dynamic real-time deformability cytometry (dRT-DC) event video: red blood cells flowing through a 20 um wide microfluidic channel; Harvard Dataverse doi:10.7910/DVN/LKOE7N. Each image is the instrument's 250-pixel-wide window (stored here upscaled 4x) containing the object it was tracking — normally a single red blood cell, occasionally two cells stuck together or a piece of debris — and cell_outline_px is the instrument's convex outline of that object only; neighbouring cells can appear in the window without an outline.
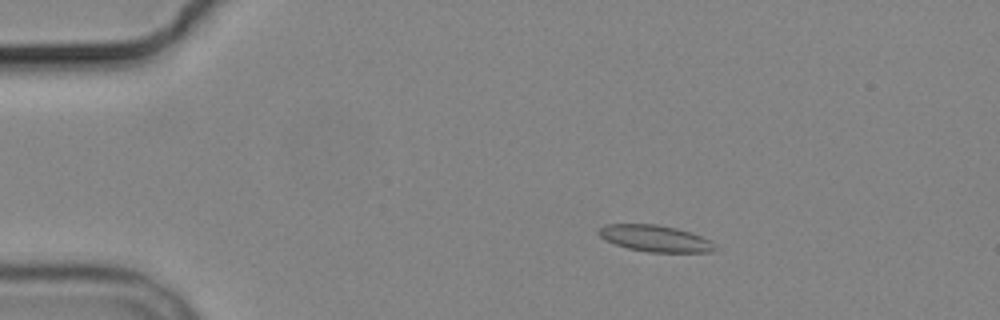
{"species": "common noctule bat (a hibernating species)", "species_latin": "Nyctalus noctula", "temperature_condition": "cold", "stored_images_in_passage": 3, "camera_frame_rate_fps": 3000, "um_per_image_px": 0.085, "animal": {"sex": "male", "body_mass_g": 19.2, "forearm_length_mm": 51.8}, "frame": {"image": 1, "passage_image": 1, "time_ms": 0.0, "image_size_px": [1000, 320], "cell_outline_px": [[716, 248], [712, 252], [648, 252], [628, 248], [616, 244], [600, 236], [596, 232], [604, 224], [656, 224], [676, 228], [700, 236], [708, 240]], "centroid_in_image_um": [55.65, 20.26], "position_along_channel_um": 29.4, "area_um2": 17.63}}